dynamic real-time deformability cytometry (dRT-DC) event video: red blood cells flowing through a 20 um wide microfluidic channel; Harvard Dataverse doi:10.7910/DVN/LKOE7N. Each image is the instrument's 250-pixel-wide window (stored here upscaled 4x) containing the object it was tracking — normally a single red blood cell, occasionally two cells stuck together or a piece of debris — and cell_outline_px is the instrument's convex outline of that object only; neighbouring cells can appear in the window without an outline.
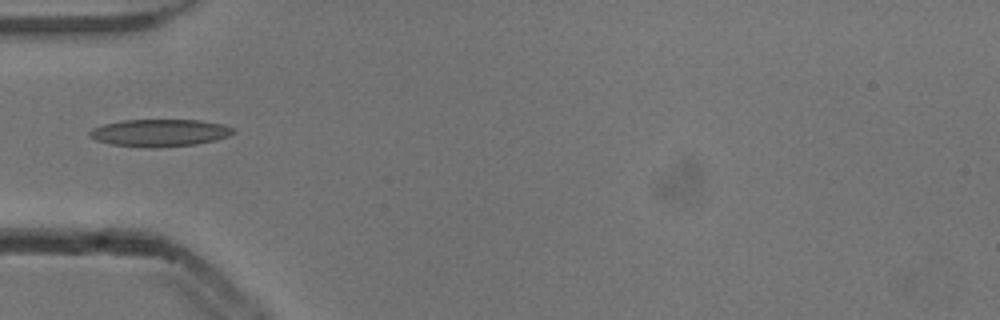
{"species": "common noctule bat (a hibernating species)", "species_latin": "Nyctalus noctula", "temperature_condition": "cold", "stored_images_in_passage": 5, "camera_frame_rate_fps": 3000, "um_per_image_px": 0.085, "animal": {"sex": "male", "body_mass_g": 13.3}, "frame": {"image": 1, "passage_image": 5, "time_ms": 1.333, "image_size_px": [1000, 320], "cell_outline_px": [[236, 132], [228, 136], [216, 140], [196, 144], [160, 148], [148, 148], [112, 144], [96, 140], [88, 136], [88, 132], [92, 128], [104, 124], [124, 120], [200, 120], [224, 124], [232, 128]], "centroid_in_image_um": [13.58, 11.29], "position_along_channel_um": 71.4, "area_um2": 23.0}}